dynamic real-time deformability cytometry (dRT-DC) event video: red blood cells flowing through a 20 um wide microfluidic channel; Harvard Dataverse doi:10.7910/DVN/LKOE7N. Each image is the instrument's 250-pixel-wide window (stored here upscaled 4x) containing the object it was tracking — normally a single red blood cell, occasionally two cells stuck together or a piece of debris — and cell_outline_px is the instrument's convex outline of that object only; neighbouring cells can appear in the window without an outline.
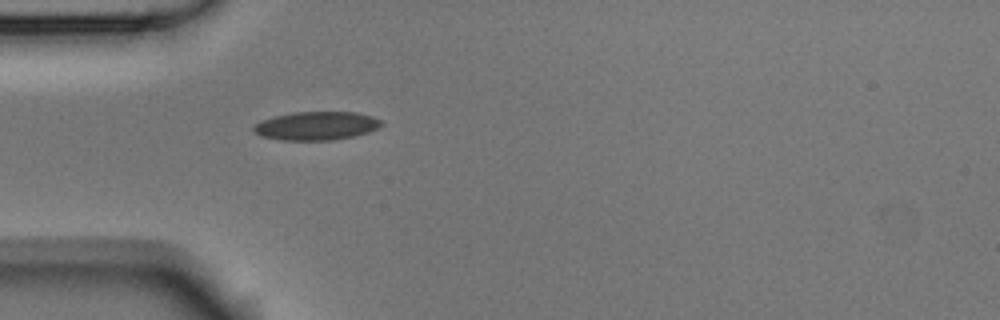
{"species": "Egyptian fruit bat (a non-hibernating species)", "species_latin": "Rousettus aegyptiacus", "temperature_condition": "room temperature", "stored_images_in_passage": 1, "camera_frame_rate_fps": 3000, "um_per_image_px": 0.085, "animal": {"sex": "male"}, "frame": {"image": 1, "passage_image": 1, "time_ms": 0.0, "image_size_px": [1000, 320], "cell_outline_px": [[384, 124], [368, 132], [356, 136], [332, 140], [280, 140], [260, 136], [252, 132], [252, 128], [256, 124], [264, 120], [276, 116], [296, 112], [356, 112], [372, 116], [380, 120]], "centroid_in_image_um": [26.89, 10.7], "position_along_channel_um": 58.1, "area_um2": 21.15}}